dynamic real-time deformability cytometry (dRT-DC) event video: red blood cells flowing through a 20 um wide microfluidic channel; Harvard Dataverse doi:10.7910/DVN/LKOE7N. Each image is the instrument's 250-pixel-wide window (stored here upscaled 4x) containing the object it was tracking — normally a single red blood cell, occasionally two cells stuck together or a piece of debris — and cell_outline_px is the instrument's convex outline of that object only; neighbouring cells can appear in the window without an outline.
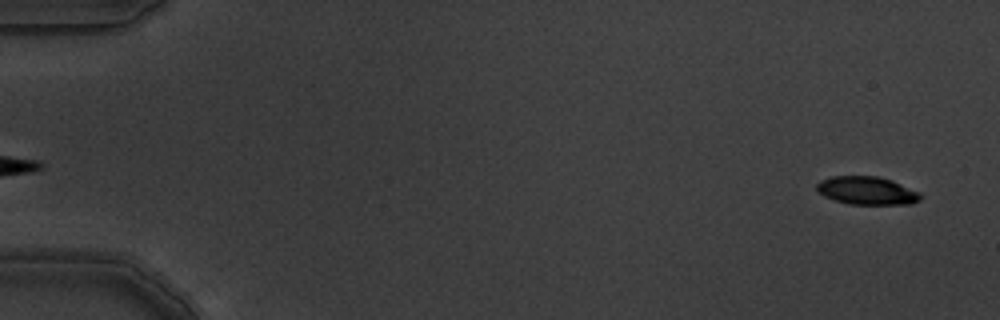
{"species": "common noctule bat (a hibernating species)", "species_latin": "Nyctalus noctula", "temperature_condition": "warm", "stored_images_in_passage": 5, "segment_of_instrument_passage": [2, 2], "camera_frame_rate_fps": 3000, "um_per_image_px": 0.085, "animal": {"sex": "male", "body_mass_g": 19.5, "forearm_length_mm": 54.6}, "frame": {"image": 1, "passage_image": 5, "time_ms": 1.333, "image_size_px": [1000, 320], "cell_outline_px": [[920, 200], [912, 204], [848, 204], [824, 196], [816, 192], [816, 184], [820, 180], [832, 176], [876, 176], [892, 180], [920, 192]], "centroid_in_image_um": [73.66, 16.2], "position_along_channel_um": 11.3, "area_um2": 17.05}}